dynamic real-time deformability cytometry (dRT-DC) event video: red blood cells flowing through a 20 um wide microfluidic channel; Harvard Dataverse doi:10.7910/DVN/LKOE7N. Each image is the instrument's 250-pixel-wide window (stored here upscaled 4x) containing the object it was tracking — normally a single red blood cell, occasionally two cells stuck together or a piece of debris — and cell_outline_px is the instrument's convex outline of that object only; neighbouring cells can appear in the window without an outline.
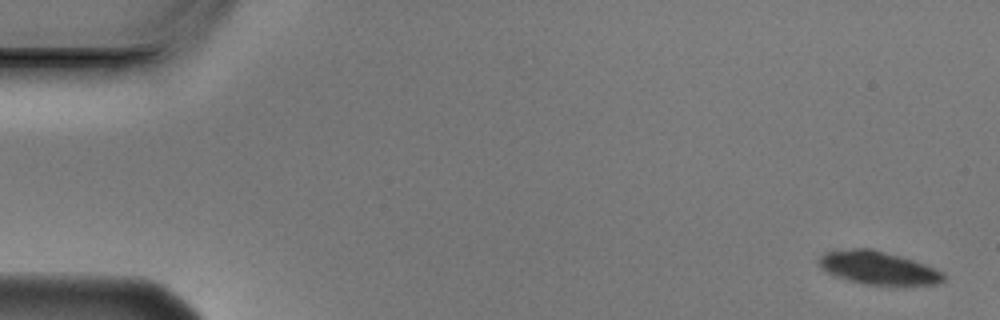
{"species": "Egyptian fruit bat (a non-hibernating species)", "species_latin": "Rousettus aegyptiacus", "temperature_condition": "cold", "stored_images_in_passage": 3, "camera_frame_rate_fps": 3000, "um_per_image_px": 0.085, "animal": {"sex": "male"}, "frame": {"image": 1, "passage_image": 1, "time_ms": 0.0, "image_size_px": [1000, 320], "cell_outline_px": [[944, 280], [936, 284], [860, 284], [836, 276], [828, 272], [820, 264], [820, 256], [824, 252], [852, 248], [872, 248], [900, 256], [924, 264], [940, 272], [944, 276]], "centroid_in_image_um": [74.6, 22.75], "position_along_channel_um": 10.4, "area_um2": 23.41}}